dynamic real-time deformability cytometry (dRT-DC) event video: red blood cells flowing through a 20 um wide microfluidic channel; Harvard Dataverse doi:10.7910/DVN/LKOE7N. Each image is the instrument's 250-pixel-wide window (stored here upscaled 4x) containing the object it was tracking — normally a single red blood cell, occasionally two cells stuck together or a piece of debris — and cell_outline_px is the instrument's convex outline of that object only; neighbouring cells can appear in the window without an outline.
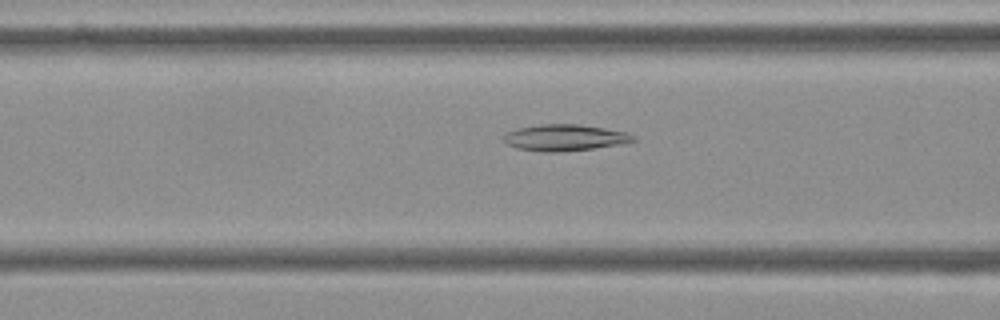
{"species": "Egyptian fruit bat (a non-hibernating species)", "species_latin": "Rousettus aegyptiacus", "temperature_condition": "cold", "stored_images_in_passage": 46, "camera_frame_rate_fps": 3000, "um_per_image_px": 0.085, "frame": {"image": 1, "passage_image": 12, "time_ms": 3.667, "image_size_px": [1000, 320], "cell_outline_px": [[636, 140], [628, 144], [556, 152], [540, 152], [516, 148], [504, 144], [504, 132], [516, 128], [540, 124], [576, 124], [604, 128], [628, 132], [636, 136]], "centroid_in_image_um": [48.0, 11.7], "position_along_channel_um": 118.6, "area_um2": 20.29}}
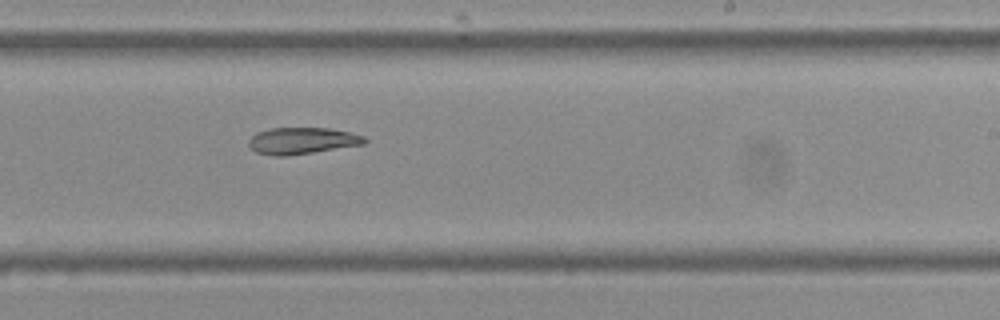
{"frame": {"image": 2, "passage_image": 24, "time_ms": 7.667, "image_size_px": [1000, 320], "cell_outline_px": [[368, 140], [364, 144], [288, 156], [272, 156], [256, 152], [248, 144], [248, 140], [256, 132], [268, 128], [328, 128], [348, 132], [364, 136]], "centroid_in_image_um": [25.64, 11.96], "position_along_channel_um": 263.4, "area_um2": 17.98}}
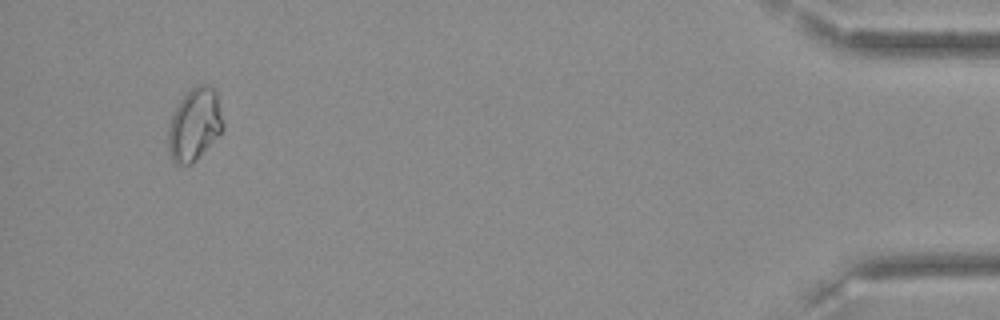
{"frame": {"image": 3, "passage_image": 43, "time_ms": 14.0, "image_size_px": [1000, 320], "cell_outline_px": [[224, 128], [220, 136], [192, 164], [176, 164], [172, 160], [168, 152], [168, 128], [172, 112], [180, 100], [196, 84], [208, 84], [216, 92], [224, 124]], "centroid_in_image_um": [16.54, 10.6], "position_along_channel_um": 418.7, "area_um2": 23.47}}